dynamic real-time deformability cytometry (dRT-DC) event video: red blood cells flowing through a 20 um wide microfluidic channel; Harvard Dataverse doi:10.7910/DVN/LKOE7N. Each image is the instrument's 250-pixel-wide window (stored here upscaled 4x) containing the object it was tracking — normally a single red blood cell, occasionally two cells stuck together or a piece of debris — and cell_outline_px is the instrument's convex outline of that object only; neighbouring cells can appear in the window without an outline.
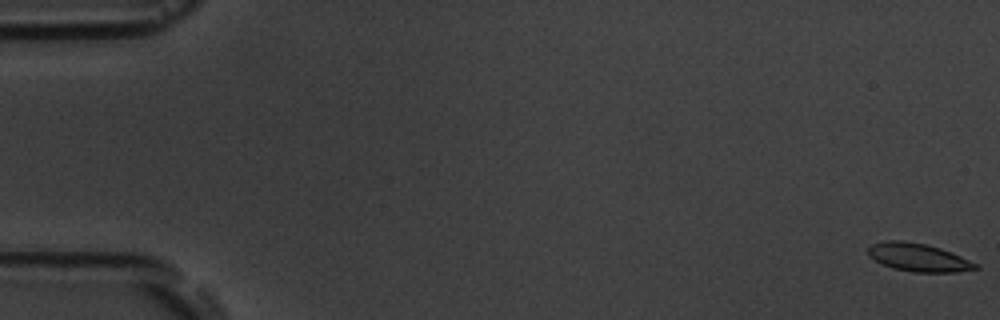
{"species": "common noctule bat (a hibernating species)", "species_latin": "Nyctalus noctula", "temperature_condition": "room temperature", "stored_images_in_passage": 6, "camera_frame_rate_fps": 3000, "um_per_image_px": 0.085, "animal": {"sex": "male", "body_mass_g": 19.5, "forearm_length_mm": 54.6}, "frame": {"image": 1, "passage_image": 1, "time_ms": 0.0, "image_size_px": [1000, 320], "cell_outline_px": [[980, 268], [956, 272], [916, 272], [892, 268], [868, 256], [868, 248], [872, 244], [884, 240], [900, 240], [924, 244], [940, 248], [952, 252], [980, 264]], "centroid_in_image_um": [78.1, 21.88], "position_along_channel_um": 6.9, "area_um2": 17.57}}
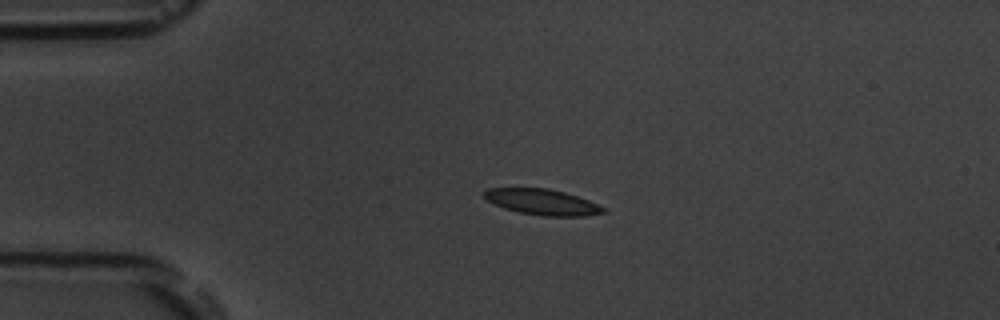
{"frame": {"image": 2, "passage_image": 5, "time_ms": 4.333, "image_size_px": [1000, 320], "cell_outline_px": [[604, 212], [588, 216], [544, 216], [520, 212], [504, 208], [488, 200], [484, 196], [484, 192], [488, 188], [548, 188], [564, 192], [588, 200], [604, 208]], "centroid_in_image_um": [46.09, 17.17], "position_along_channel_um": 38.9, "area_um2": 17.57}}